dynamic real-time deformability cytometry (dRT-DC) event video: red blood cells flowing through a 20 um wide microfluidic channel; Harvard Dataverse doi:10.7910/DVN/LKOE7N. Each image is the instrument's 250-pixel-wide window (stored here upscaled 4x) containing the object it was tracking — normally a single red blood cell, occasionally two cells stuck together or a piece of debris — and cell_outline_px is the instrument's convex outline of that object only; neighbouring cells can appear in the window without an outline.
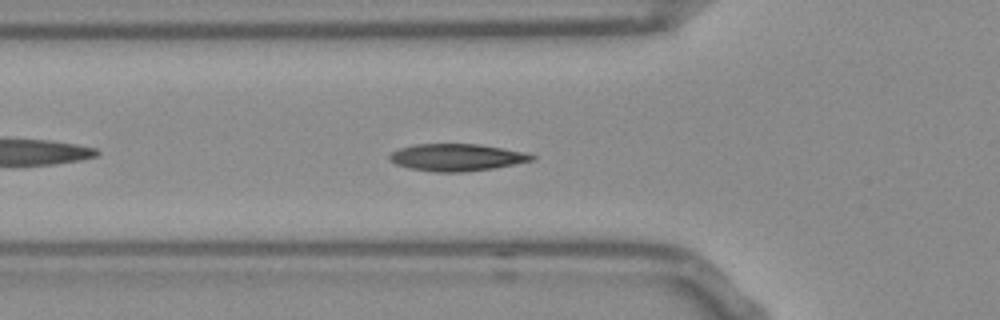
{"species": "Egyptian fruit bat (a non-hibernating species)", "species_latin": "Rousettus aegyptiacus", "temperature_condition": "room temperature", "stored_images_in_passage": 43, "camera_frame_rate_fps": 3000, "um_per_image_px": 0.085, "frame": {"image": 1, "passage_image": 7, "time_ms": 2.0, "image_size_px": [1000, 320], "cell_outline_px": [[536, 156], [532, 160], [492, 168], [464, 172], [436, 172], [408, 168], [396, 164], [388, 160], [388, 156], [392, 152], [400, 148], [416, 144], [480, 144], [524, 152]], "centroid_in_image_um": [38.76, 13.37], "position_along_channel_um": 87.0, "area_um2": 22.31}}
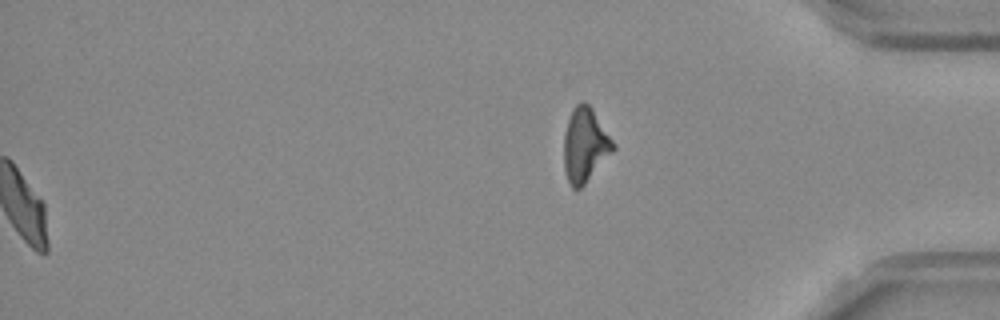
{"frame": {"image": 2, "passage_image": 43, "time_ms": 14.0, "image_size_px": [1000, 320], "cell_outline_px": [[616, 148], [584, 184], [580, 188], [572, 188], [568, 180], [564, 168], [564, 132], [572, 108], [580, 100], [584, 100], [592, 108], [616, 144]], "centroid_in_image_um": [49.73, 12.28], "position_along_channel_um": 385.5, "area_um2": 21.27}, "authors_computed_cell_mechanics": {"area_um2": 21.8484, "velocity_mm_per_s": 3.7864, "shape_relaxation_time_tau1_ms": 3.9803, "shape_relaxation_time_tau2_ms": 1.4113, "deformation_change_tau1": 0.1407, "deformation_change_tau2": 0.068}}